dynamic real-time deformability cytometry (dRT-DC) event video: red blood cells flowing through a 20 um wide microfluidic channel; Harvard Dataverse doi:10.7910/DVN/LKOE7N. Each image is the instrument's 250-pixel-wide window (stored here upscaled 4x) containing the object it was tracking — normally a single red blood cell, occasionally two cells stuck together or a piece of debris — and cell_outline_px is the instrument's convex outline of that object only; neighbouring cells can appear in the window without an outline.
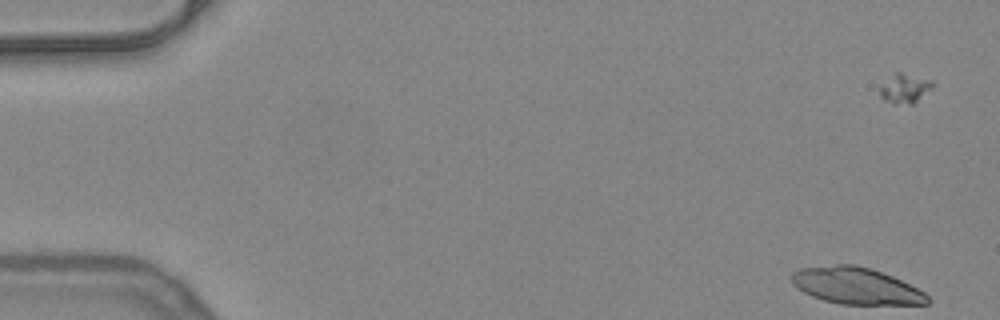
{"species": "common noctule bat (a hibernating species)", "species_latin": "Nyctalus noctula", "temperature_condition": "warm", "stored_images_in_passage": 20, "camera_frame_rate_fps": 3000, "um_per_image_px": 0.085, "animal": {"sex": "female", "body_mass_g": 24.6, "forearm_length_mm": 56.2}, "frame": {"image": 1, "passage_image": 3, "time_ms": 0.667, "image_size_px": [1000, 320], "cell_outline_px": [[932, 300], [928, 304], [840, 304], [824, 300], [812, 296], [804, 292], [792, 284], [788, 276], [792, 272], [800, 268], [836, 264], [856, 264], [872, 268], [892, 276], [924, 292]], "centroid_in_image_um": [72.73, 24.28], "position_along_channel_um": 12.3, "area_um2": 29.13}}